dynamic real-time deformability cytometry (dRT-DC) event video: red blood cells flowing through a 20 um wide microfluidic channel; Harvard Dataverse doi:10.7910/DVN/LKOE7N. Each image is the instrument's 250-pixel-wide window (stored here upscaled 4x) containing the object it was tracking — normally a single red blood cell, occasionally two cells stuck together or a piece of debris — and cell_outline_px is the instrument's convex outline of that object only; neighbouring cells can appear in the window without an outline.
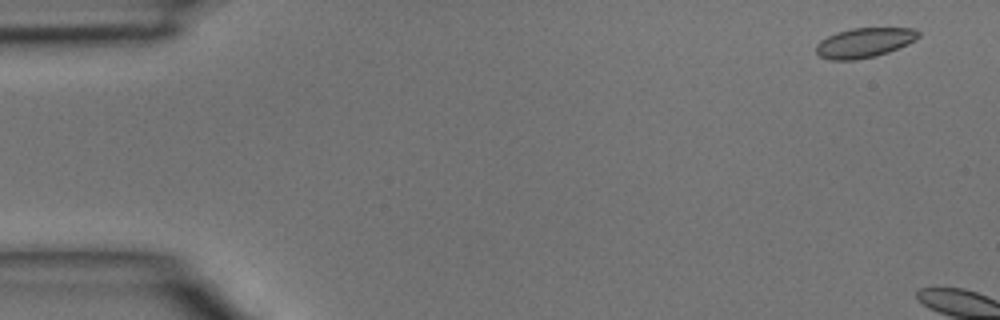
{"species": "common noctule bat (a hibernating species)", "species_latin": "Nyctalus noctula", "temperature_condition": "room temperature", "stored_images_in_passage": 4, "camera_frame_rate_fps": 3000, "um_per_image_px": 0.085, "animal": {"sex": "male", "body_mass_g": 15.6}, "frame": {"image": 1, "passage_image": 1, "time_ms": 0.0, "image_size_px": [1000, 320], "cell_outline_px": [[920, 36], [916, 40], [908, 44], [888, 52], [876, 56], [856, 60], [832, 60], [820, 56], [816, 52], [816, 44], [820, 40], [836, 32], [852, 28], [912, 28], [920, 32]], "centroid_in_image_um": [73.47, 3.63], "position_along_channel_um": 11.5, "area_um2": 17.8}}
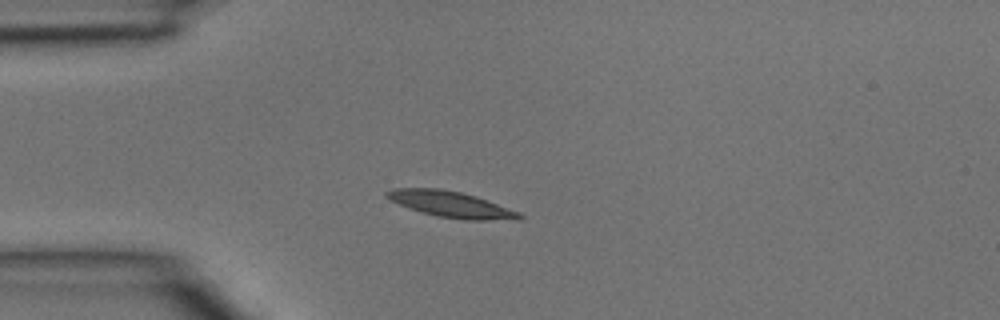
{"frame": {"image": 2, "passage_image": 4, "time_ms": 1.0, "image_size_px": [1000, 320], "cell_outline_px": [[524, 216], [520, 220], [464, 220], [436, 216], [408, 208], [384, 196], [384, 192], [392, 188], [440, 188], [460, 192], [476, 196], [520, 212]], "centroid_in_image_um": [38.36, 17.37], "position_along_channel_um": 46.6, "area_um2": 20.23}}